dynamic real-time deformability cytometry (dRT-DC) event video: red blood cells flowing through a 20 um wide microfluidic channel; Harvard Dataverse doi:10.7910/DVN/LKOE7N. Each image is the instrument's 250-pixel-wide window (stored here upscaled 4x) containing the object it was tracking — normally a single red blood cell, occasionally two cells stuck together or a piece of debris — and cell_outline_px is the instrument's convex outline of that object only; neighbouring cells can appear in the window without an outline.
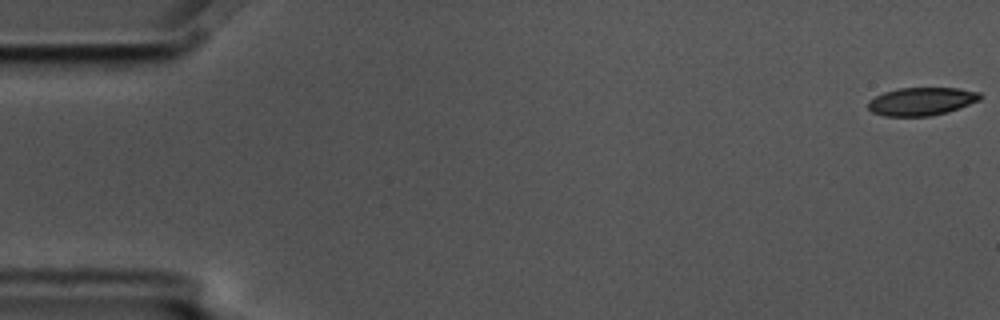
{"species": "common noctule bat (a hibernating species)", "species_latin": "Nyctalus noctula", "temperature_condition": "cold", "stored_images_in_passage": 5, "camera_frame_rate_fps": 3000, "um_per_image_px": 0.085, "animal": {"sex": "male", "body_mass_g": 17.5, "forearm_length_mm": 52.3}, "frame": {"image": 1, "passage_image": 1, "time_ms": 0.0, "image_size_px": [1000, 320], "cell_outline_px": [[984, 96], [980, 100], [960, 108], [948, 112], [932, 116], [884, 116], [872, 112], [868, 108], [868, 100], [884, 92], [900, 88], [956, 88], [980, 92]], "centroid_in_image_um": [78.35, 8.62], "position_along_channel_um": 6.6, "area_um2": 18.44}}
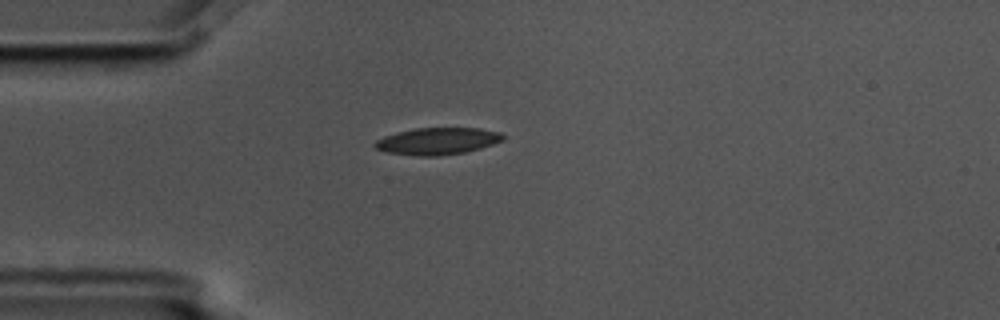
{"frame": {"image": 2, "passage_image": 5, "time_ms": 1.333, "image_size_px": [1000, 320], "cell_outline_px": [[504, 140], [480, 148], [464, 152], [436, 156], [420, 156], [388, 152], [376, 148], [372, 144], [376, 140], [384, 136], [396, 132], [416, 128], [480, 128], [500, 132], [504, 136]], "centroid_in_image_um": [37.18, 11.98], "position_along_channel_um": 47.8, "area_um2": 20.0}}